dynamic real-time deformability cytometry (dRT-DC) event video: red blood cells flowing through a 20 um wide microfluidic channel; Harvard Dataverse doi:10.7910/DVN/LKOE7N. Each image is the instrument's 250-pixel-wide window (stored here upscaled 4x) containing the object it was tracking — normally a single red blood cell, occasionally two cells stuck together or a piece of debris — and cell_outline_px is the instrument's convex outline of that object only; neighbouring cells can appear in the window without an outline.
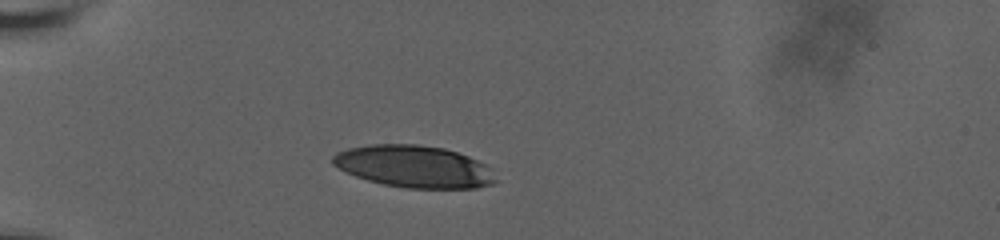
{"species": "human", "species_latin": "Homo sapiens", "temperature_condition": "room temperature", "stored_images_in_passage": 13, "camera_frame_rate_fps": 3000, "um_per_image_px": 0.085, "donor": {"sex": "male"}, "frame": {"image": 1, "passage_image": 6, "time_ms": 2.667, "image_size_px": [1000, 240], "cell_outline_px": [[496, 180], [492, 184], [476, 188], [408, 188], [384, 184], [368, 180], [356, 176], [332, 164], [332, 156], [336, 152], [348, 148], [372, 144], [416, 144], [444, 148], [468, 156], [484, 164]], "centroid_in_image_um": [35.15, 14.15], "position_along_channel_um": 49.8, "area_um2": 39.48}}
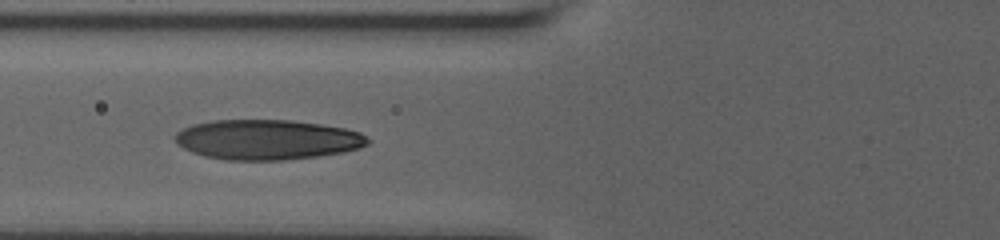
{"frame": {"image": 2, "passage_image": 10, "time_ms": 5.0, "image_size_px": [1000, 240], "cell_outline_px": [[372, 140], [368, 144], [360, 148], [344, 152], [316, 156], [284, 160], [224, 160], [204, 156], [192, 152], [176, 144], [172, 136], [176, 132], [192, 124], [212, 120], [292, 120], [320, 124], [344, 128], [360, 132]], "centroid_in_image_um": [22.69, 11.87], "position_along_channel_um": 103.1, "area_um2": 45.26}}
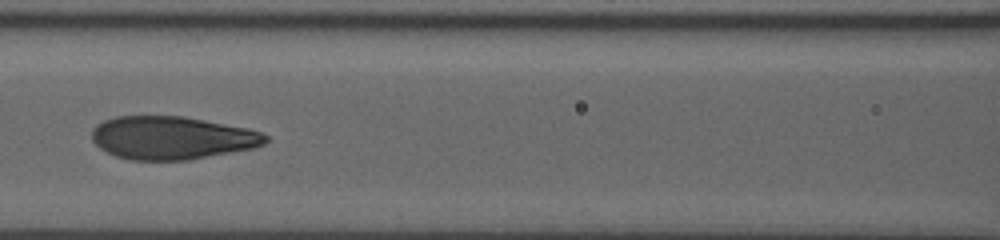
{"frame": {"image": 3, "passage_image": 12, "time_ms": 6.333, "image_size_px": [1000, 240], "cell_outline_px": [[268, 140], [264, 144], [252, 148], [188, 160], [128, 160], [116, 156], [100, 148], [92, 140], [92, 128], [96, 124], [104, 120], [116, 116], [184, 116], [248, 128], [260, 132], [268, 136]], "centroid_in_image_um": [14.59, 11.71], "position_along_channel_um": 152.0, "area_um2": 43.58}}